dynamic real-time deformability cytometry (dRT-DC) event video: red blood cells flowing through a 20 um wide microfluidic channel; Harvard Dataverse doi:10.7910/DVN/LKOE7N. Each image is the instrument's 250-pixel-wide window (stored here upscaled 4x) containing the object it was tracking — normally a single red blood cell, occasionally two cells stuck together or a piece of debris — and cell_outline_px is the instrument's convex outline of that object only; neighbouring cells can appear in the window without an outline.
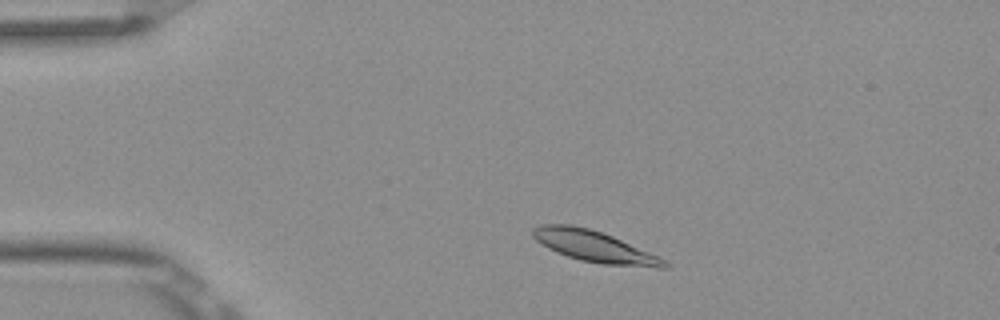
{"species": "Egyptian fruit bat (a non-hibernating species)", "species_latin": "Rousettus aegyptiacus", "temperature_condition": "room temperature", "stored_images_in_passage": 4, "camera_frame_rate_fps": 3000, "um_per_image_px": 0.085, "frame": {"image": 1, "passage_image": 2, "time_ms": 0.333, "image_size_px": [1000, 320], "cell_outline_px": [[668, 268], [656, 268], [604, 264], [580, 260], [556, 252], [548, 248], [536, 240], [532, 236], [532, 228], [540, 224], [572, 224], [588, 228], [612, 236], [656, 256], [664, 260], [668, 264]], "centroid_in_image_um": [50.46, 20.94], "position_along_channel_um": 34.5, "area_um2": 23.58}}
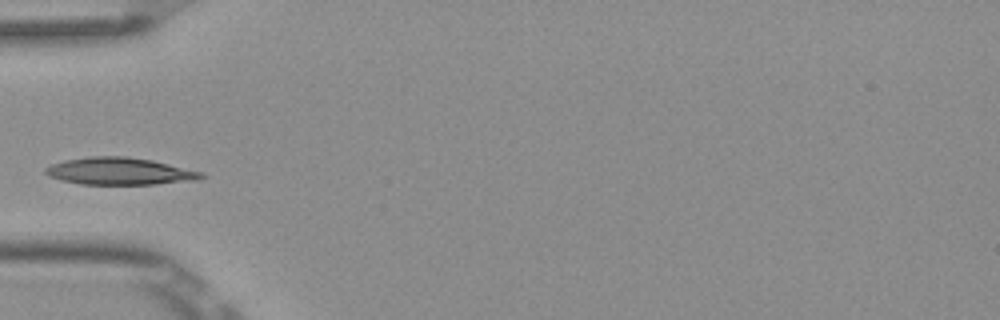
{"frame": {"image": 2, "passage_image": 4, "time_ms": 1.0, "image_size_px": [1000, 320], "cell_outline_px": [[204, 176], [200, 180], [156, 184], [80, 184], [60, 180], [48, 176], [44, 172], [44, 168], [52, 164], [64, 160], [88, 156], [124, 156], [152, 160], [200, 172]], "centroid_in_image_um": [10.11, 14.55], "position_along_channel_um": 74.9, "area_um2": 24.62}}